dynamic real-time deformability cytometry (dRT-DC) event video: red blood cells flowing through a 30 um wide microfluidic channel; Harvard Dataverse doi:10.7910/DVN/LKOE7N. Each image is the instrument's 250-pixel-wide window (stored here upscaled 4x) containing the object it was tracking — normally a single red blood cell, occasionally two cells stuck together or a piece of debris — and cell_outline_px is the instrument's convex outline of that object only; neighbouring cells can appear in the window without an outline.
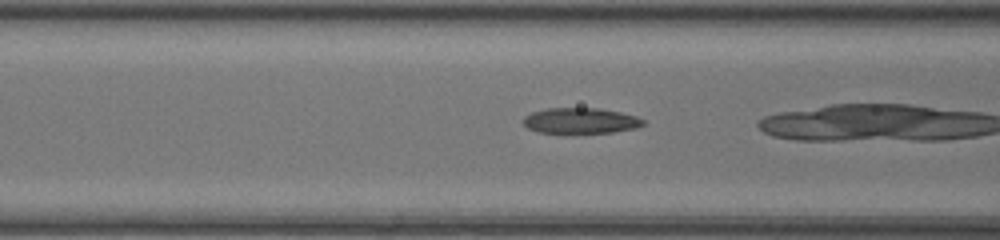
{"species": "common noctule bat (a hibernating species)", "species_latin": "Nyctalus noctula", "temperature_condition": "room temperature", "stored_images_in_passage": 29, "camera_frame_rate_fps": 3000, "um_per_image_px": 0.085, "animal": {"sex": "female", "body_mass_g": 20.0, "forearm_length_mm": 54.0}, "frame": {"image": 1, "passage_image": 11, "time_ms": 3.333, "image_size_px": [1000, 240], "cell_outline_px": [[644, 124], [636, 128], [612, 132], [540, 132], [528, 128], [524, 124], [524, 116], [532, 112], [548, 108], [600, 108], [620, 112], [636, 116], [644, 120]], "centroid_in_image_um": [49.36, 10.24], "position_along_channel_um": 117.2, "area_um2": 17.63}}
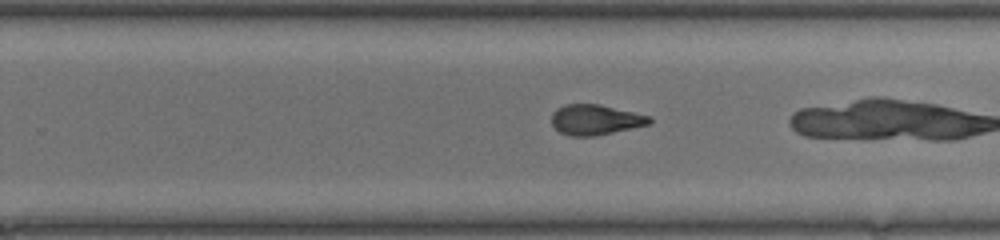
{"frame": {"image": 2, "passage_image": 22, "time_ms": 7.0, "image_size_px": [1000, 240], "cell_outline_px": [[652, 124], [592, 136], [572, 136], [560, 132], [552, 124], [552, 112], [556, 108], [564, 104], [600, 104], [652, 116]], "centroid_in_image_um": [50.63, 10.16], "position_along_channel_um": 279.2, "area_um2": 17.34}}